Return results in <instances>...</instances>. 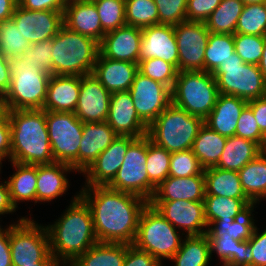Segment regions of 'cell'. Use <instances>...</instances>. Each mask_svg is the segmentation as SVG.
Masks as SVG:
<instances>
[{
  "label": "cell",
  "mask_w": 266,
  "mask_h": 266,
  "mask_svg": "<svg viewBox=\"0 0 266 266\" xmlns=\"http://www.w3.org/2000/svg\"><path fill=\"white\" fill-rule=\"evenodd\" d=\"M218 95L217 82L212 73L178 71L171 90V103L205 119L214 108Z\"/></svg>",
  "instance_id": "obj_7"
},
{
  "label": "cell",
  "mask_w": 266,
  "mask_h": 266,
  "mask_svg": "<svg viewBox=\"0 0 266 266\" xmlns=\"http://www.w3.org/2000/svg\"><path fill=\"white\" fill-rule=\"evenodd\" d=\"M81 76L51 75L43 109L54 112H73L77 106Z\"/></svg>",
  "instance_id": "obj_24"
},
{
  "label": "cell",
  "mask_w": 266,
  "mask_h": 266,
  "mask_svg": "<svg viewBox=\"0 0 266 266\" xmlns=\"http://www.w3.org/2000/svg\"><path fill=\"white\" fill-rule=\"evenodd\" d=\"M78 195L88 204L98 242L134 243L148 201L108 186H85Z\"/></svg>",
  "instance_id": "obj_1"
},
{
  "label": "cell",
  "mask_w": 266,
  "mask_h": 266,
  "mask_svg": "<svg viewBox=\"0 0 266 266\" xmlns=\"http://www.w3.org/2000/svg\"><path fill=\"white\" fill-rule=\"evenodd\" d=\"M126 251L125 243L97 242L68 266H122Z\"/></svg>",
  "instance_id": "obj_31"
},
{
  "label": "cell",
  "mask_w": 266,
  "mask_h": 266,
  "mask_svg": "<svg viewBox=\"0 0 266 266\" xmlns=\"http://www.w3.org/2000/svg\"><path fill=\"white\" fill-rule=\"evenodd\" d=\"M142 30L138 27L124 25L105 33L99 42V54L117 61L139 62Z\"/></svg>",
  "instance_id": "obj_21"
},
{
  "label": "cell",
  "mask_w": 266,
  "mask_h": 266,
  "mask_svg": "<svg viewBox=\"0 0 266 266\" xmlns=\"http://www.w3.org/2000/svg\"><path fill=\"white\" fill-rule=\"evenodd\" d=\"M262 153V148L252 140L239 136L227 137L221 157L215 167L240 171L247 163Z\"/></svg>",
  "instance_id": "obj_30"
},
{
  "label": "cell",
  "mask_w": 266,
  "mask_h": 266,
  "mask_svg": "<svg viewBox=\"0 0 266 266\" xmlns=\"http://www.w3.org/2000/svg\"><path fill=\"white\" fill-rule=\"evenodd\" d=\"M13 18L0 22V53L7 59L20 57L30 47Z\"/></svg>",
  "instance_id": "obj_40"
},
{
  "label": "cell",
  "mask_w": 266,
  "mask_h": 266,
  "mask_svg": "<svg viewBox=\"0 0 266 266\" xmlns=\"http://www.w3.org/2000/svg\"><path fill=\"white\" fill-rule=\"evenodd\" d=\"M106 122L119 136L147 135L148 126L138 116L129 91L111 93Z\"/></svg>",
  "instance_id": "obj_18"
},
{
  "label": "cell",
  "mask_w": 266,
  "mask_h": 266,
  "mask_svg": "<svg viewBox=\"0 0 266 266\" xmlns=\"http://www.w3.org/2000/svg\"><path fill=\"white\" fill-rule=\"evenodd\" d=\"M122 266H162V264L148 252L138 249L133 244H127Z\"/></svg>",
  "instance_id": "obj_53"
},
{
  "label": "cell",
  "mask_w": 266,
  "mask_h": 266,
  "mask_svg": "<svg viewBox=\"0 0 266 266\" xmlns=\"http://www.w3.org/2000/svg\"><path fill=\"white\" fill-rule=\"evenodd\" d=\"M227 137L203 125L196 136L191 150L197 157L201 167H215L223 153Z\"/></svg>",
  "instance_id": "obj_32"
},
{
  "label": "cell",
  "mask_w": 266,
  "mask_h": 266,
  "mask_svg": "<svg viewBox=\"0 0 266 266\" xmlns=\"http://www.w3.org/2000/svg\"><path fill=\"white\" fill-rule=\"evenodd\" d=\"M204 119L191 115L172 103L148 126L149 139L168 152L192 148Z\"/></svg>",
  "instance_id": "obj_5"
},
{
  "label": "cell",
  "mask_w": 266,
  "mask_h": 266,
  "mask_svg": "<svg viewBox=\"0 0 266 266\" xmlns=\"http://www.w3.org/2000/svg\"><path fill=\"white\" fill-rule=\"evenodd\" d=\"M170 160L171 152L157 146L147 136V172L156 187L169 177Z\"/></svg>",
  "instance_id": "obj_43"
},
{
  "label": "cell",
  "mask_w": 266,
  "mask_h": 266,
  "mask_svg": "<svg viewBox=\"0 0 266 266\" xmlns=\"http://www.w3.org/2000/svg\"><path fill=\"white\" fill-rule=\"evenodd\" d=\"M63 23L68 29L100 42L105 35L97 8L92 0L73 1L66 4Z\"/></svg>",
  "instance_id": "obj_23"
},
{
  "label": "cell",
  "mask_w": 266,
  "mask_h": 266,
  "mask_svg": "<svg viewBox=\"0 0 266 266\" xmlns=\"http://www.w3.org/2000/svg\"><path fill=\"white\" fill-rule=\"evenodd\" d=\"M52 75L92 74L99 42L62 26L52 38Z\"/></svg>",
  "instance_id": "obj_4"
},
{
  "label": "cell",
  "mask_w": 266,
  "mask_h": 266,
  "mask_svg": "<svg viewBox=\"0 0 266 266\" xmlns=\"http://www.w3.org/2000/svg\"><path fill=\"white\" fill-rule=\"evenodd\" d=\"M148 203L175 228L187 231L185 236H200L207 233L204 202L173 200Z\"/></svg>",
  "instance_id": "obj_15"
},
{
  "label": "cell",
  "mask_w": 266,
  "mask_h": 266,
  "mask_svg": "<svg viewBox=\"0 0 266 266\" xmlns=\"http://www.w3.org/2000/svg\"><path fill=\"white\" fill-rule=\"evenodd\" d=\"M236 136L252 140L263 148L266 136L260 131L252 109L246 105L237 121Z\"/></svg>",
  "instance_id": "obj_50"
},
{
  "label": "cell",
  "mask_w": 266,
  "mask_h": 266,
  "mask_svg": "<svg viewBox=\"0 0 266 266\" xmlns=\"http://www.w3.org/2000/svg\"><path fill=\"white\" fill-rule=\"evenodd\" d=\"M59 262H36L34 265L28 266H59Z\"/></svg>",
  "instance_id": "obj_65"
},
{
  "label": "cell",
  "mask_w": 266,
  "mask_h": 266,
  "mask_svg": "<svg viewBox=\"0 0 266 266\" xmlns=\"http://www.w3.org/2000/svg\"><path fill=\"white\" fill-rule=\"evenodd\" d=\"M72 170V166L58 162L37 165L36 203L49 202L65 194L69 183L64 173Z\"/></svg>",
  "instance_id": "obj_28"
},
{
  "label": "cell",
  "mask_w": 266,
  "mask_h": 266,
  "mask_svg": "<svg viewBox=\"0 0 266 266\" xmlns=\"http://www.w3.org/2000/svg\"><path fill=\"white\" fill-rule=\"evenodd\" d=\"M6 112L5 96L0 92V114H5Z\"/></svg>",
  "instance_id": "obj_64"
},
{
  "label": "cell",
  "mask_w": 266,
  "mask_h": 266,
  "mask_svg": "<svg viewBox=\"0 0 266 266\" xmlns=\"http://www.w3.org/2000/svg\"><path fill=\"white\" fill-rule=\"evenodd\" d=\"M247 105L252 109L260 131L266 136V95L249 101Z\"/></svg>",
  "instance_id": "obj_57"
},
{
  "label": "cell",
  "mask_w": 266,
  "mask_h": 266,
  "mask_svg": "<svg viewBox=\"0 0 266 266\" xmlns=\"http://www.w3.org/2000/svg\"><path fill=\"white\" fill-rule=\"evenodd\" d=\"M105 33L126 25L125 0H92Z\"/></svg>",
  "instance_id": "obj_44"
},
{
  "label": "cell",
  "mask_w": 266,
  "mask_h": 266,
  "mask_svg": "<svg viewBox=\"0 0 266 266\" xmlns=\"http://www.w3.org/2000/svg\"><path fill=\"white\" fill-rule=\"evenodd\" d=\"M238 174L243 191L252 202L266 198V153L259 154L238 171Z\"/></svg>",
  "instance_id": "obj_35"
},
{
  "label": "cell",
  "mask_w": 266,
  "mask_h": 266,
  "mask_svg": "<svg viewBox=\"0 0 266 266\" xmlns=\"http://www.w3.org/2000/svg\"><path fill=\"white\" fill-rule=\"evenodd\" d=\"M18 0H0V22L12 18Z\"/></svg>",
  "instance_id": "obj_62"
},
{
  "label": "cell",
  "mask_w": 266,
  "mask_h": 266,
  "mask_svg": "<svg viewBox=\"0 0 266 266\" xmlns=\"http://www.w3.org/2000/svg\"><path fill=\"white\" fill-rule=\"evenodd\" d=\"M9 244L13 266L58 262L50 252L46 226L38 225L32 219L22 217L17 224L10 225Z\"/></svg>",
  "instance_id": "obj_10"
},
{
  "label": "cell",
  "mask_w": 266,
  "mask_h": 266,
  "mask_svg": "<svg viewBox=\"0 0 266 266\" xmlns=\"http://www.w3.org/2000/svg\"><path fill=\"white\" fill-rule=\"evenodd\" d=\"M233 34L210 33L204 55V71L213 73L221 64L233 57Z\"/></svg>",
  "instance_id": "obj_39"
},
{
  "label": "cell",
  "mask_w": 266,
  "mask_h": 266,
  "mask_svg": "<svg viewBox=\"0 0 266 266\" xmlns=\"http://www.w3.org/2000/svg\"><path fill=\"white\" fill-rule=\"evenodd\" d=\"M135 139L131 136L118 135L110 146L100 153L92 165L83 173L87 174L85 186H107L121 167L128 146Z\"/></svg>",
  "instance_id": "obj_20"
},
{
  "label": "cell",
  "mask_w": 266,
  "mask_h": 266,
  "mask_svg": "<svg viewBox=\"0 0 266 266\" xmlns=\"http://www.w3.org/2000/svg\"><path fill=\"white\" fill-rule=\"evenodd\" d=\"M159 24L175 26L186 21V10L188 0H154Z\"/></svg>",
  "instance_id": "obj_49"
},
{
  "label": "cell",
  "mask_w": 266,
  "mask_h": 266,
  "mask_svg": "<svg viewBox=\"0 0 266 266\" xmlns=\"http://www.w3.org/2000/svg\"><path fill=\"white\" fill-rule=\"evenodd\" d=\"M247 103L242 98L219 93L214 108L204 119V124L220 135L234 136L237 121Z\"/></svg>",
  "instance_id": "obj_27"
},
{
  "label": "cell",
  "mask_w": 266,
  "mask_h": 266,
  "mask_svg": "<svg viewBox=\"0 0 266 266\" xmlns=\"http://www.w3.org/2000/svg\"><path fill=\"white\" fill-rule=\"evenodd\" d=\"M11 127V162L54 163L45 110H7Z\"/></svg>",
  "instance_id": "obj_3"
},
{
  "label": "cell",
  "mask_w": 266,
  "mask_h": 266,
  "mask_svg": "<svg viewBox=\"0 0 266 266\" xmlns=\"http://www.w3.org/2000/svg\"><path fill=\"white\" fill-rule=\"evenodd\" d=\"M233 37L235 52L243 62L258 65L262 57L266 36L235 33Z\"/></svg>",
  "instance_id": "obj_46"
},
{
  "label": "cell",
  "mask_w": 266,
  "mask_h": 266,
  "mask_svg": "<svg viewBox=\"0 0 266 266\" xmlns=\"http://www.w3.org/2000/svg\"><path fill=\"white\" fill-rule=\"evenodd\" d=\"M12 18L30 44L52 39L64 25L63 11L27 10L19 4L15 7Z\"/></svg>",
  "instance_id": "obj_16"
},
{
  "label": "cell",
  "mask_w": 266,
  "mask_h": 266,
  "mask_svg": "<svg viewBox=\"0 0 266 266\" xmlns=\"http://www.w3.org/2000/svg\"><path fill=\"white\" fill-rule=\"evenodd\" d=\"M138 72V64L105 58L98 54L93 75L110 92L129 91Z\"/></svg>",
  "instance_id": "obj_26"
},
{
  "label": "cell",
  "mask_w": 266,
  "mask_h": 266,
  "mask_svg": "<svg viewBox=\"0 0 266 266\" xmlns=\"http://www.w3.org/2000/svg\"><path fill=\"white\" fill-rule=\"evenodd\" d=\"M45 119L54 161L78 171V150L84 123L73 112L45 111Z\"/></svg>",
  "instance_id": "obj_12"
},
{
  "label": "cell",
  "mask_w": 266,
  "mask_h": 266,
  "mask_svg": "<svg viewBox=\"0 0 266 266\" xmlns=\"http://www.w3.org/2000/svg\"><path fill=\"white\" fill-rule=\"evenodd\" d=\"M66 4L73 1H80V0H63Z\"/></svg>",
  "instance_id": "obj_68"
},
{
  "label": "cell",
  "mask_w": 266,
  "mask_h": 266,
  "mask_svg": "<svg viewBox=\"0 0 266 266\" xmlns=\"http://www.w3.org/2000/svg\"><path fill=\"white\" fill-rule=\"evenodd\" d=\"M240 1H242L245 5L266 3V0H240Z\"/></svg>",
  "instance_id": "obj_66"
},
{
  "label": "cell",
  "mask_w": 266,
  "mask_h": 266,
  "mask_svg": "<svg viewBox=\"0 0 266 266\" xmlns=\"http://www.w3.org/2000/svg\"><path fill=\"white\" fill-rule=\"evenodd\" d=\"M203 170L191 149L171 153L169 176L190 177L199 175Z\"/></svg>",
  "instance_id": "obj_47"
},
{
  "label": "cell",
  "mask_w": 266,
  "mask_h": 266,
  "mask_svg": "<svg viewBox=\"0 0 266 266\" xmlns=\"http://www.w3.org/2000/svg\"><path fill=\"white\" fill-rule=\"evenodd\" d=\"M259 70L262 73V76L264 78L265 84H266V42H265V46L263 48V53H262V57L261 60L258 64Z\"/></svg>",
  "instance_id": "obj_63"
},
{
  "label": "cell",
  "mask_w": 266,
  "mask_h": 266,
  "mask_svg": "<svg viewBox=\"0 0 266 266\" xmlns=\"http://www.w3.org/2000/svg\"><path fill=\"white\" fill-rule=\"evenodd\" d=\"M110 96L111 93L93 74L81 76V88L74 111L76 117L83 123L106 121Z\"/></svg>",
  "instance_id": "obj_17"
},
{
  "label": "cell",
  "mask_w": 266,
  "mask_h": 266,
  "mask_svg": "<svg viewBox=\"0 0 266 266\" xmlns=\"http://www.w3.org/2000/svg\"><path fill=\"white\" fill-rule=\"evenodd\" d=\"M129 92L138 116L147 126L171 104V90L140 72L136 73Z\"/></svg>",
  "instance_id": "obj_14"
},
{
  "label": "cell",
  "mask_w": 266,
  "mask_h": 266,
  "mask_svg": "<svg viewBox=\"0 0 266 266\" xmlns=\"http://www.w3.org/2000/svg\"><path fill=\"white\" fill-rule=\"evenodd\" d=\"M207 238L210 244V256L215 251L224 264L223 266H226L235 256H238L240 241L230 238L229 234L207 236Z\"/></svg>",
  "instance_id": "obj_51"
},
{
  "label": "cell",
  "mask_w": 266,
  "mask_h": 266,
  "mask_svg": "<svg viewBox=\"0 0 266 266\" xmlns=\"http://www.w3.org/2000/svg\"><path fill=\"white\" fill-rule=\"evenodd\" d=\"M5 157L11 161V127L7 112L0 114V167Z\"/></svg>",
  "instance_id": "obj_55"
},
{
  "label": "cell",
  "mask_w": 266,
  "mask_h": 266,
  "mask_svg": "<svg viewBox=\"0 0 266 266\" xmlns=\"http://www.w3.org/2000/svg\"><path fill=\"white\" fill-rule=\"evenodd\" d=\"M11 84L5 95L7 110H41L47 97L51 74L34 68L23 58L9 59Z\"/></svg>",
  "instance_id": "obj_6"
},
{
  "label": "cell",
  "mask_w": 266,
  "mask_h": 266,
  "mask_svg": "<svg viewBox=\"0 0 266 266\" xmlns=\"http://www.w3.org/2000/svg\"><path fill=\"white\" fill-rule=\"evenodd\" d=\"M16 172L9 177L8 186L11 203L15 208L18 202L35 201L37 188V165L12 162Z\"/></svg>",
  "instance_id": "obj_33"
},
{
  "label": "cell",
  "mask_w": 266,
  "mask_h": 266,
  "mask_svg": "<svg viewBox=\"0 0 266 266\" xmlns=\"http://www.w3.org/2000/svg\"><path fill=\"white\" fill-rule=\"evenodd\" d=\"M141 30L139 61L158 58L172 64L179 71V54L174 27L156 24Z\"/></svg>",
  "instance_id": "obj_19"
},
{
  "label": "cell",
  "mask_w": 266,
  "mask_h": 266,
  "mask_svg": "<svg viewBox=\"0 0 266 266\" xmlns=\"http://www.w3.org/2000/svg\"><path fill=\"white\" fill-rule=\"evenodd\" d=\"M138 72L166 85L172 90L178 70L162 59L150 58L138 62Z\"/></svg>",
  "instance_id": "obj_45"
},
{
  "label": "cell",
  "mask_w": 266,
  "mask_h": 266,
  "mask_svg": "<svg viewBox=\"0 0 266 266\" xmlns=\"http://www.w3.org/2000/svg\"><path fill=\"white\" fill-rule=\"evenodd\" d=\"M52 39L33 43L22 54L24 62L52 75Z\"/></svg>",
  "instance_id": "obj_48"
},
{
  "label": "cell",
  "mask_w": 266,
  "mask_h": 266,
  "mask_svg": "<svg viewBox=\"0 0 266 266\" xmlns=\"http://www.w3.org/2000/svg\"><path fill=\"white\" fill-rule=\"evenodd\" d=\"M0 215H3V214L0 213ZM3 231H4L3 228L0 227V233L3 232Z\"/></svg>",
  "instance_id": "obj_69"
},
{
  "label": "cell",
  "mask_w": 266,
  "mask_h": 266,
  "mask_svg": "<svg viewBox=\"0 0 266 266\" xmlns=\"http://www.w3.org/2000/svg\"><path fill=\"white\" fill-rule=\"evenodd\" d=\"M262 152L266 153V140H265V144H264V146L262 148Z\"/></svg>",
  "instance_id": "obj_67"
},
{
  "label": "cell",
  "mask_w": 266,
  "mask_h": 266,
  "mask_svg": "<svg viewBox=\"0 0 266 266\" xmlns=\"http://www.w3.org/2000/svg\"><path fill=\"white\" fill-rule=\"evenodd\" d=\"M244 5L240 0H222L204 22L208 31L215 34L234 35Z\"/></svg>",
  "instance_id": "obj_37"
},
{
  "label": "cell",
  "mask_w": 266,
  "mask_h": 266,
  "mask_svg": "<svg viewBox=\"0 0 266 266\" xmlns=\"http://www.w3.org/2000/svg\"><path fill=\"white\" fill-rule=\"evenodd\" d=\"M226 266H252V249L248 240L239 242L238 256H235Z\"/></svg>",
  "instance_id": "obj_58"
},
{
  "label": "cell",
  "mask_w": 266,
  "mask_h": 266,
  "mask_svg": "<svg viewBox=\"0 0 266 266\" xmlns=\"http://www.w3.org/2000/svg\"><path fill=\"white\" fill-rule=\"evenodd\" d=\"M205 179L204 172L199 175L178 178L169 176L155 189L150 201L189 200L204 202Z\"/></svg>",
  "instance_id": "obj_25"
},
{
  "label": "cell",
  "mask_w": 266,
  "mask_h": 266,
  "mask_svg": "<svg viewBox=\"0 0 266 266\" xmlns=\"http://www.w3.org/2000/svg\"><path fill=\"white\" fill-rule=\"evenodd\" d=\"M147 135L136 138L129 146L124 161L108 187L137 195L150 201L156 186L147 172Z\"/></svg>",
  "instance_id": "obj_11"
},
{
  "label": "cell",
  "mask_w": 266,
  "mask_h": 266,
  "mask_svg": "<svg viewBox=\"0 0 266 266\" xmlns=\"http://www.w3.org/2000/svg\"><path fill=\"white\" fill-rule=\"evenodd\" d=\"M18 4L27 10L64 11L66 3L63 0H18Z\"/></svg>",
  "instance_id": "obj_56"
},
{
  "label": "cell",
  "mask_w": 266,
  "mask_h": 266,
  "mask_svg": "<svg viewBox=\"0 0 266 266\" xmlns=\"http://www.w3.org/2000/svg\"><path fill=\"white\" fill-rule=\"evenodd\" d=\"M222 0H188L186 21L205 22Z\"/></svg>",
  "instance_id": "obj_52"
},
{
  "label": "cell",
  "mask_w": 266,
  "mask_h": 266,
  "mask_svg": "<svg viewBox=\"0 0 266 266\" xmlns=\"http://www.w3.org/2000/svg\"><path fill=\"white\" fill-rule=\"evenodd\" d=\"M46 228L50 252L63 266L71 264L98 242L88 204L78 194L61 218Z\"/></svg>",
  "instance_id": "obj_2"
},
{
  "label": "cell",
  "mask_w": 266,
  "mask_h": 266,
  "mask_svg": "<svg viewBox=\"0 0 266 266\" xmlns=\"http://www.w3.org/2000/svg\"><path fill=\"white\" fill-rule=\"evenodd\" d=\"M248 242L252 249V266H266V229L259 234L256 227Z\"/></svg>",
  "instance_id": "obj_54"
},
{
  "label": "cell",
  "mask_w": 266,
  "mask_h": 266,
  "mask_svg": "<svg viewBox=\"0 0 266 266\" xmlns=\"http://www.w3.org/2000/svg\"><path fill=\"white\" fill-rule=\"evenodd\" d=\"M10 225L0 233V266H13L9 244Z\"/></svg>",
  "instance_id": "obj_59"
},
{
  "label": "cell",
  "mask_w": 266,
  "mask_h": 266,
  "mask_svg": "<svg viewBox=\"0 0 266 266\" xmlns=\"http://www.w3.org/2000/svg\"><path fill=\"white\" fill-rule=\"evenodd\" d=\"M16 210L10 200L8 182L0 183V213L8 214Z\"/></svg>",
  "instance_id": "obj_61"
},
{
  "label": "cell",
  "mask_w": 266,
  "mask_h": 266,
  "mask_svg": "<svg viewBox=\"0 0 266 266\" xmlns=\"http://www.w3.org/2000/svg\"><path fill=\"white\" fill-rule=\"evenodd\" d=\"M179 250L170 259L174 266H208L211 259L207 235L185 236Z\"/></svg>",
  "instance_id": "obj_36"
},
{
  "label": "cell",
  "mask_w": 266,
  "mask_h": 266,
  "mask_svg": "<svg viewBox=\"0 0 266 266\" xmlns=\"http://www.w3.org/2000/svg\"><path fill=\"white\" fill-rule=\"evenodd\" d=\"M203 172L205 196L249 199L243 191L238 171L210 167Z\"/></svg>",
  "instance_id": "obj_29"
},
{
  "label": "cell",
  "mask_w": 266,
  "mask_h": 266,
  "mask_svg": "<svg viewBox=\"0 0 266 266\" xmlns=\"http://www.w3.org/2000/svg\"><path fill=\"white\" fill-rule=\"evenodd\" d=\"M252 201L222 196H205L204 210L208 227L215 221L234 220L238 213Z\"/></svg>",
  "instance_id": "obj_38"
},
{
  "label": "cell",
  "mask_w": 266,
  "mask_h": 266,
  "mask_svg": "<svg viewBox=\"0 0 266 266\" xmlns=\"http://www.w3.org/2000/svg\"><path fill=\"white\" fill-rule=\"evenodd\" d=\"M11 84L9 59L0 53V92L5 96Z\"/></svg>",
  "instance_id": "obj_60"
},
{
  "label": "cell",
  "mask_w": 266,
  "mask_h": 266,
  "mask_svg": "<svg viewBox=\"0 0 266 266\" xmlns=\"http://www.w3.org/2000/svg\"><path fill=\"white\" fill-rule=\"evenodd\" d=\"M256 203H249L238 213L234 220L215 221L210 225L211 227H208L206 235L221 236L227 233L230 238L237 241L249 240L256 229L254 219L251 216Z\"/></svg>",
  "instance_id": "obj_34"
},
{
  "label": "cell",
  "mask_w": 266,
  "mask_h": 266,
  "mask_svg": "<svg viewBox=\"0 0 266 266\" xmlns=\"http://www.w3.org/2000/svg\"><path fill=\"white\" fill-rule=\"evenodd\" d=\"M181 241L176 228L148 203L141 212L133 245L148 252L162 264V259L170 260L175 255Z\"/></svg>",
  "instance_id": "obj_8"
},
{
  "label": "cell",
  "mask_w": 266,
  "mask_h": 266,
  "mask_svg": "<svg viewBox=\"0 0 266 266\" xmlns=\"http://www.w3.org/2000/svg\"><path fill=\"white\" fill-rule=\"evenodd\" d=\"M126 25L143 29L159 24V15L154 0H125Z\"/></svg>",
  "instance_id": "obj_41"
},
{
  "label": "cell",
  "mask_w": 266,
  "mask_h": 266,
  "mask_svg": "<svg viewBox=\"0 0 266 266\" xmlns=\"http://www.w3.org/2000/svg\"><path fill=\"white\" fill-rule=\"evenodd\" d=\"M117 136L106 121L84 123L78 150V172L84 173Z\"/></svg>",
  "instance_id": "obj_22"
},
{
  "label": "cell",
  "mask_w": 266,
  "mask_h": 266,
  "mask_svg": "<svg viewBox=\"0 0 266 266\" xmlns=\"http://www.w3.org/2000/svg\"><path fill=\"white\" fill-rule=\"evenodd\" d=\"M212 75L221 94L233 95L247 102L266 95V84L258 65L244 63L236 52Z\"/></svg>",
  "instance_id": "obj_9"
},
{
  "label": "cell",
  "mask_w": 266,
  "mask_h": 266,
  "mask_svg": "<svg viewBox=\"0 0 266 266\" xmlns=\"http://www.w3.org/2000/svg\"><path fill=\"white\" fill-rule=\"evenodd\" d=\"M174 27L179 54V71H204L208 31L204 22H181Z\"/></svg>",
  "instance_id": "obj_13"
},
{
  "label": "cell",
  "mask_w": 266,
  "mask_h": 266,
  "mask_svg": "<svg viewBox=\"0 0 266 266\" xmlns=\"http://www.w3.org/2000/svg\"><path fill=\"white\" fill-rule=\"evenodd\" d=\"M235 33L266 36V3L244 5Z\"/></svg>",
  "instance_id": "obj_42"
}]
</instances>
